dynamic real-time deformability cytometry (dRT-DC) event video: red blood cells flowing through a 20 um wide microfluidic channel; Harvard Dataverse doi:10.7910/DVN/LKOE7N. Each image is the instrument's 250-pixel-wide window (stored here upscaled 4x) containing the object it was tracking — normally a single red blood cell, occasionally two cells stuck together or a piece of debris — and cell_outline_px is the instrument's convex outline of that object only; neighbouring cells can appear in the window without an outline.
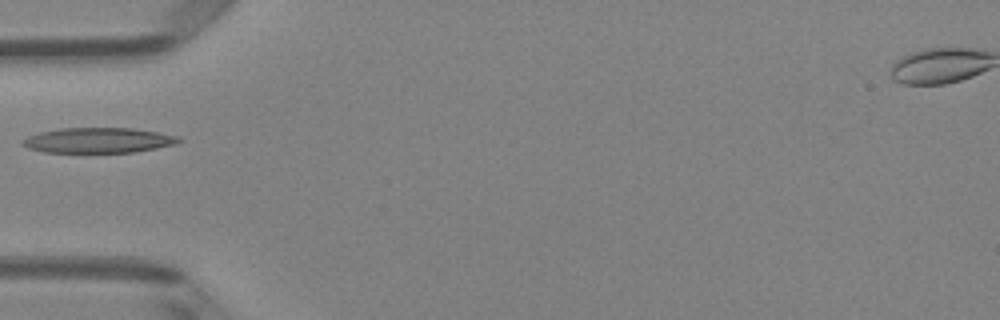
{"species": "Egyptian fruit bat (a non-hibernating species)", "species_latin": "Rousettus aegyptiacus", "temperature_condition": "room temperature", "stored_images_in_passage": 19, "camera_frame_rate_fps": 3000, "um_per_image_px": 0.085, "animal": {"sex": "female"}, "frame": {"image": 1, "passage_image": 1, "time_ms": 0.0, "image_size_px": [1000, 320], "cell_outline_px": [[184, 140], [176, 144], [156, 148], [132, 152], [44, 152], [28, 148], [20, 144], [20, 140], [28, 136], [40, 132], [60, 128], [132, 128], [180, 136]], "centroid_in_image_um": [8.35, 11.92], "position_along_channel_um": 76.7, "area_um2": 23.0}}